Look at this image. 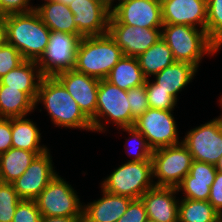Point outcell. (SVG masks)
Segmentation results:
<instances>
[{
    "label": "cell",
    "instance_id": "obj_1",
    "mask_svg": "<svg viewBox=\"0 0 222 222\" xmlns=\"http://www.w3.org/2000/svg\"><path fill=\"white\" fill-rule=\"evenodd\" d=\"M7 43L13 45L24 60L37 62L47 48L51 30L34 9L4 16Z\"/></svg>",
    "mask_w": 222,
    "mask_h": 222
},
{
    "label": "cell",
    "instance_id": "obj_2",
    "mask_svg": "<svg viewBox=\"0 0 222 222\" xmlns=\"http://www.w3.org/2000/svg\"><path fill=\"white\" fill-rule=\"evenodd\" d=\"M35 109L42 103L51 121L57 127L93 131L91 121L82 113L77 102L53 76H44L40 82Z\"/></svg>",
    "mask_w": 222,
    "mask_h": 222
},
{
    "label": "cell",
    "instance_id": "obj_3",
    "mask_svg": "<svg viewBox=\"0 0 222 222\" xmlns=\"http://www.w3.org/2000/svg\"><path fill=\"white\" fill-rule=\"evenodd\" d=\"M161 37L171 49L176 62L189 63L197 69L204 54L213 55L220 50L205 30L193 26L163 25Z\"/></svg>",
    "mask_w": 222,
    "mask_h": 222
},
{
    "label": "cell",
    "instance_id": "obj_4",
    "mask_svg": "<svg viewBox=\"0 0 222 222\" xmlns=\"http://www.w3.org/2000/svg\"><path fill=\"white\" fill-rule=\"evenodd\" d=\"M122 57L121 48L108 33L82 37L77 48L74 70L99 80L106 79Z\"/></svg>",
    "mask_w": 222,
    "mask_h": 222
},
{
    "label": "cell",
    "instance_id": "obj_5",
    "mask_svg": "<svg viewBox=\"0 0 222 222\" xmlns=\"http://www.w3.org/2000/svg\"><path fill=\"white\" fill-rule=\"evenodd\" d=\"M152 161H128L116 168L101 183V188L109 193L139 199L153 183Z\"/></svg>",
    "mask_w": 222,
    "mask_h": 222
},
{
    "label": "cell",
    "instance_id": "obj_6",
    "mask_svg": "<svg viewBox=\"0 0 222 222\" xmlns=\"http://www.w3.org/2000/svg\"><path fill=\"white\" fill-rule=\"evenodd\" d=\"M101 119L110 123L112 121L118 128L134 126L136 121L131 115L127 91L118 88L106 79H101L99 82L96 114L90 120L94 132L106 131Z\"/></svg>",
    "mask_w": 222,
    "mask_h": 222
},
{
    "label": "cell",
    "instance_id": "obj_7",
    "mask_svg": "<svg viewBox=\"0 0 222 222\" xmlns=\"http://www.w3.org/2000/svg\"><path fill=\"white\" fill-rule=\"evenodd\" d=\"M41 216L75 217L83 222V208L76 191L58 174L35 199Z\"/></svg>",
    "mask_w": 222,
    "mask_h": 222
},
{
    "label": "cell",
    "instance_id": "obj_8",
    "mask_svg": "<svg viewBox=\"0 0 222 222\" xmlns=\"http://www.w3.org/2000/svg\"><path fill=\"white\" fill-rule=\"evenodd\" d=\"M153 177L156 187H177L189 173L192 155L181 142L177 145L161 147L153 150Z\"/></svg>",
    "mask_w": 222,
    "mask_h": 222
},
{
    "label": "cell",
    "instance_id": "obj_9",
    "mask_svg": "<svg viewBox=\"0 0 222 222\" xmlns=\"http://www.w3.org/2000/svg\"><path fill=\"white\" fill-rule=\"evenodd\" d=\"M83 35L67 34L51 31L46 50L37 61L43 76L73 70L76 62V53Z\"/></svg>",
    "mask_w": 222,
    "mask_h": 222
},
{
    "label": "cell",
    "instance_id": "obj_10",
    "mask_svg": "<svg viewBox=\"0 0 222 222\" xmlns=\"http://www.w3.org/2000/svg\"><path fill=\"white\" fill-rule=\"evenodd\" d=\"M182 143L193 160L216 165L222 156V115L188 131Z\"/></svg>",
    "mask_w": 222,
    "mask_h": 222
},
{
    "label": "cell",
    "instance_id": "obj_11",
    "mask_svg": "<svg viewBox=\"0 0 222 222\" xmlns=\"http://www.w3.org/2000/svg\"><path fill=\"white\" fill-rule=\"evenodd\" d=\"M134 127L146 138L149 146L155 150L161 147L177 145L178 129L172 111L149 107L136 121Z\"/></svg>",
    "mask_w": 222,
    "mask_h": 222
},
{
    "label": "cell",
    "instance_id": "obj_12",
    "mask_svg": "<svg viewBox=\"0 0 222 222\" xmlns=\"http://www.w3.org/2000/svg\"><path fill=\"white\" fill-rule=\"evenodd\" d=\"M111 9L109 23H122L141 28H162L160 0H118Z\"/></svg>",
    "mask_w": 222,
    "mask_h": 222
},
{
    "label": "cell",
    "instance_id": "obj_13",
    "mask_svg": "<svg viewBox=\"0 0 222 222\" xmlns=\"http://www.w3.org/2000/svg\"><path fill=\"white\" fill-rule=\"evenodd\" d=\"M51 159L49 149L37 155L27 170L12 183L21 199L35 200L58 174L54 170Z\"/></svg>",
    "mask_w": 222,
    "mask_h": 222
},
{
    "label": "cell",
    "instance_id": "obj_14",
    "mask_svg": "<svg viewBox=\"0 0 222 222\" xmlns=\"http://www.w3.org/2000/svg\"><path fill=\"white\" fill-rule=\"evenodd\" d=\"M108 34L121 48L123 56L137 58L161 38V28L109 23Z\"/></svg>",
    "mask_w": 222,
    "mask_h": 222
},
{
    "label": "cell",
    "instance_id": "obj_15",
    "mask_svg": "<svg viewBox=\"0 0 222 222\" xmlns=\"http://www.w3.org/2000/svg\"><path fill=\"white\" fill-rule=\"evenodd\" d=\"M77 102L82 113L91 120L96 114L97 93L100 80L73 70L54 76Z\"/></svg>",
    "mask_w": 222,
    "mask_h": 222
},
{
    "label": "cell",
    "instance_id": "obj_16",
    "mask_svg": "<svg viewBox=\"0 0 222 222\" xmlns=\"http://www.w3.org/2000/svg\"><path fill=\"white\" fill-rule=\"evenodd\" d=\"M68 7L74 15L77 30L84 37L108 33L111 9L99 0H74Z\"/></svg>",
    "mask_w": 222,
    "mask_h": 222
},
{
    "label": "cell",
    "instance_id": "obj_17",
    "mask_svg": "<svg viewBox=\"0 0 222 222\" xmlns=\"http://www.w3.org/2000/svg\"><path fill=\"white\" fill-rule=\"evenodd\" d=\"M163 25H188L206 31L207 0H160Z\"/></svg>",
    "mask_w": 222,
    "mask_h": 222
},
{
    "label": "cell",
    "instance_id": "obj_18",
    "mask_svg": "<svg viewBox=\"0 0 222 222\" xmlns=\"http://www.w3.org/2000/svg\"><path fill=\"white\" fill-rule=\"evenodd\" d=\"M175 187H153L141 197L148 219L155 222H178L179 199Z\"/></svg>",
    "mask_w": 222,
    "mask_h": 222
},
{
    "label": "cell",
    "instance_id": "obj_19",
    "mask_svg": "<svg viewBox=\"0 0 222 222\" xmlns=\"http://www.w3.org/2000/svg\"><path fill=\"white\" fill-rule=\"evenodd\" d=\"M217 170L215 165L193 160L189 173L176 187L184 196L191 200L208 201L210 187L214 182Z\"/></svg>",
    "mask_w": 222,
    "mask_h": 222
},
{
    "label": "cell",
    "instance_id": "obj_20",
    "mask_svg": "<svg viewBox=\"0 0 222 222\" xmlns=\"http://www.w3.org/2000/svg\"><path fill=\"white\" fill-rule=\"evenodd\" d=\"M102 190V198L84 205L83 222H117L126 212L131 198Z\"/></svg>",
    "mask_w": 222,
    "mask_h": 222
},
{
    "label": "cell",
    "instance_id": "obj_21",
    "mask_svg": "<svg viewBox=\"0 0 222 222\" xmlns=\"http://www.w3.org/2000/svg\"><path fill=\"white\" fill-rule=\"evenodd\" d=\"M43 77L37 62L24 60L18 67L4 75L0 83L8 88L25 92L35 102Z\"/></svg>",
    "mask_w": 222,
    "mask_h": 222
},
{
    "label": "cell",
    "instance_id": "obj_22",
    "mask_svg": "<svg viewBox=\"0 0 222 222\" xmlns=\"http://www.w3.org/2000/svg\"><path fill=\"white\" fill-rule=\"evenodd\" d=\"M42 22L51 30L67 34L82 35L75 25L74 15L65 5L58 1H48L40 6H34Z\"/></svg>",
    "mask_w": 222,
    "mask_h": 222
},
{
    "label": "cell",
    "instance_id": "obj_23",
    "mask_svg": "<svg viewBox=\"0 0 222 222\" xmlns=\"http://www.w3.org/2000/svg\"><path fill=\"white\" fill-rule=\"evenodd\" d=\"M196 72L197 68L194 65L175 61L172 65L155 74L156 80L153 82L158 88L167 91V94L178 100V93L194 79Z\"/></svg>",
    "mask_w": 222,
    "mask_h": 222
},
{
    "label": "cell",
    "instance_id": "obj_24",
    "mask_svg": "<svg viewBox=\"0 0 222 222\" xmlns=\"http://www.w3.org/2000/svg\"><path fill=\"white\" fill-rule=\"evenodd\" d=\"M146 79L138 59L131 56H123L106 78L111 84L126 91L144 85Z\"/></svg>",
    "mask_w": 222,
    "mask_h": 222
},
{
    "label": "cell",
    "instance_id": "obj_25",
    "mask_svg": "<svg viewBox=\"0 0 222 222\" xmlns=\"http://www.w3.org/2000/svg\"><path fill=\"white\" fill-rule=\"evenodd\" d=\"M12 147L30 152H45L48 148L40 145L41 133L36 123L23 117L11 118Z\"/></svg>",
    "mask_w": 222,
    "mask_h": 222
},
{
    "label": "cell",
    "instance_id": "obj_26",
    "mask_svg": "<svg viewBox=\"0 0 222 222\" xmlns=\"http://www.w3.org/2000/svg\"><path fill=\"white\" fill-rule=\"evenodd\" d=\"M44 152H30L10 148L0 154V182L12 184L30 166L35 157Z\"/></svg>",
    "mask_w": 222,
    "mask_h": 222
},
{
    "label": "cell",
    "instance_id": "obj_27",
    "mask_svg": "<svg viewBox=\"0 0 222 222\" xmlns=\"http://www.w3.org/2000/svg\"><path fill=\"white\" fill-rule=\"evenodd\" d=\"M34 109V101L25 92L0 83V118L26 117Z\"/></svg>",
    "mask_w": 222,
    "mask_h": 222
},
{
    "label": "cell",
    "instance_id": "obj_28",
    "mask_svg": "<svg viewBox=\"0 0 222 222\" xmlns=\"http://www.w3.org/2000/svg\"><path fill=\"white\" fill-rule=\"evenodd\" d=\"M143 75L148 79L150 76L161 72L172 65L175 60L171 49L162 37L149 49L137 57Z\"/></svg>",
    "mask_w": 222,
    "mask_h": 222
},
{
    "label": "cell",
    "instance_id": "obj_29",
    "mask_svg": "<svg viewBox=\"0 0 222 222\" xmlns=\"http://www.w3.org/2000/svg\"><path fill=\"white\" fill-rule=\"evenodd\" d=\"M221 219L208 201L188 198L179 201L178 222H219Z\"/></svg>",
    "mask_w": 222,
    "mask_h": 222
},
{
    "label": "cell",
    "instance_id": "obj_30",
    "mask_svg": "<svg viewBox=\"0 0 222 222\" xmlns=\"http://www.w3.org/2000/svg\"><path fill=\"white\" fill-rule=\"evenodd\" d=\"M206 32L219 47L222 46V0H207Z\"/></svg>",
    "mask_w": 222,
    "mask_h": 222
},
{
    "label": "cell",
    "instance_id": "obj_31",
    "mask_svg": "<svg viewBox=\"0 0 222 222\" xmlns=\"http://www.w3.org/2000/svg\"><path fill=\"white\" fill-rule=\"evenodd\" d=\"M22 199L14 189L13 184L0 182V222H12Z\"/></svg>",
    "mask_w": 222,
    "mask_h": 222
},
{
    "label": "cell",
    "instance_id": "obj_32",
    "mask_svg": "<svg viewBox=\"0 0 222 222\" xmlns=\"http://www.w3.org/2000/svg\"><path fill=\"white\" fill-rule=\"evenodd\" d=\"M145 89L148 96L149 107L169 111L175 109L174 107L177 104V100L170 94H167V91L158 88L154 82L150 81V78L146 79Z\"/></svg>",
    "mask_w": 222,
    "mask_h": 222
},
{
    "label": "cell",
    "instance_id": "obj_33",
    "mask_svg": "<svg viewBox=\"0 0 222 222\" xmlns=\"http://www.w3.org/2000/svg\"><path fill=\"white\" fill-rule=\"evenodd\" d=\"M121 130L128 132V134L130 135L128 140H132V141L135 140L136 142L137 148L135 149L134 147L136 151L134 153L131 151L134 155L132 156L133 158L128 161H134V162L152 161L151 157H152L153 149L149 146L146 138L134 126L123 127L121 128ZM127 147L128 146H126L125 150L127 149L126 152L129 153V155L131 156L132 153L130 152V149L132 147L131 146H129L128 148Z\"/></svg>",
    "mask_w": 222,
    "mask_h": 222
},
{
    "label": "cell",
    "instance_id": "obj_34",
    "mask_svg": "<svg viewBox=\"0 0 222 222\" xmlns=\"http://www.w3.org/2000/svg\"><path fill=\"white\" fill-rule=\"evenodd\" d=\"M23 61L24 58L21 53L13 45L6 42L0 47V79Z\"/></svg>",
    "mask_w": 222,
    "mask_h": 222
},
{
    "label": "cell",
    "instance_id": "obj_35",
    "mask_svg": "<svg viewBox=\"0 0 222 222\" xmlns=\"http://www.w3.org/2000/svg\"><path fill=\"white\" fill-rule=\"evenodd\" d=\"M127 98L131 109V115L137 120L149 108L145 84L128 90Z\"/></svg>",
    "mask_w": 222,
    "mask_h": 222
},
{
    "label": "cell",
    "instance_id": "obj_36",
    "mask_svg": "<svg viewBox=\"0 0 222 222\" xmlns=\"http://www.w3.org/2000/svg\"><path fill=\"white\" fill-rule=\"evenodd\" d=\"M41 213L35 200L22 199L16 208L12 222H40Z\"/></svg>",
    "mask_w": 222,
    "mask_h": 222
},
{
    "label": "cell",
    "instance_id": "obj_37",
    "mask_svg": "<svg viewBox=\"0 0 222 222\" xmlns=\"http://www.w3.org/2000/svg\"><path fill=\"white\" fill-rule=\"evenodd\" d=\"M148 219L145 205L141 198L132 199L126 212L117 222H145Z\"/></svg>",
    "mask_w": 222,
    "mask_h": 222
},
{
    "label": "cell",
    "instance_id": "obj_38",
    "mask_svg": "<svg viewBox=\"0 0 222 222\" xmlns=\"http://www.w3.org/2000/svg\"><path fill=\"white\" fill-rule=\"evenodd\" d=\"M31 0H0V16L14 13H26L34 10Z\"/></svg>",
    "mask_w": 222,
    "mask_h": 222
},
{
    "label": "cell",
    "instance_id": "obj_39",
    "mask_svg": "<svg viewBox=\"0 0 222 222\" xmlns=\"http://www.w3.org/2000/svg\"><path fill=\"white\" fill-rule=\"evenodd\" d=\"M208 202L222 216V173L217 171L213 184L210 187Z\"/></svg>",
    "mask_w": 222,
    "mask_h": 222
},
{
    "label": "cell",
    "instance_id": "obj_40",
    "mask_svg": "<svg viewBox=\"0 0 222 222\" xmlns=\"http://www.w3.org/2000/svg\"><path fill=\"white\" fill-rule=\"evenodd\" d=\"M12 148L11 118H0V154Z\"/></svg>",
    "mask_w": 222,
    "mask_h": 222
},
{
    "label": "cell",
    "instance_id": "obj_41",
    "mask_svg": "<svg viewBox=\"0 0 222 222\" xmlns=\"http://www.w3.org/2000/svg\"><path fill=\"white\" fill-rule=\"evenodd\" d=\"M40 222H80V221L75 217L41 216Z\"/></svg>",
    "mask_w": 222,
    "mask_h": 222
},
{
    "label": "cell",
    "instance_id": "obj_42",
    "mask_svg": "<svg viewBox=\"0 0 222 222\" xmlns=\"http://www.w3.org/2000/svg\"><path fill=\"white\" fill-rule=\"evenodd\" d=\"M6 42V24L4 21V16H0V47L3 46Z\"/></svg>",
    "mask_w": 222,
    "mask_h": 222
},
{
    "label": "cell",
    "instance_id": "obj_43",
    "mask_svg": "<svg viewBox=\"0 0 222 222\" xmlns=\"http://www.w3.org/2000/svg\"><path fill=\"white\" fill-rule=\"evenodd\" d=\"M103 4H105L108 8L112 9L114 0H99Z\"/></svg>",
    "mask_w": 222,
    "mask_h": 222
},
{
    "label": "cell",
    "instance_id": "obj_44",
    "mask_svg": "<svg viewBox=\"0 0 222 222\" xmlns=\"http://www.w3.org/2000/svg\"><path fill=\"white\" fill-rule=\"evenodd\" d=\"M217 171L222 173V156L219 158L218 162L215 165Z\"/></svg>",
    "mask_w": 222,
    "mask_h": 222
},
{
    "label": "cell",
    "instance_id": "obj_45",
    "mask_svg": "<svg viewBox=\"0 0 222 222\" xmlns=\"http://www.w3.org/2000/svg\"><path fill=\"white\" fill-rule=\"evenodd\" d=\"M55 1L61 2V3L65 4V5H69V4H71V2H73L74 0H55Z\"/></svg>",
    "mask_w": 222,
    "mask_h": 222
},
{
    "label": "cell",
    "instance_id": "obj_46",
    "mask_svg": "<svg viewBox=\"0 0 222 222\" xmlns=\"http://www.w3.org/2000/svg\"><path fill=\"white\" fill-rule=\"evenodd\" d=\"M219 102H220V104H221L220 106H222V96L220 97V101H219ZM221 108H222V107H221Z\"/></svg>",
    "mask_w": 222,
    "mask_h": 222
},
{
    "label": "cell",
    "instance_id": "obj_47",
    "mask_svg": "<svg viewBox=\"0 0 222 222\" xmlns=\"http://www.w3.org/2000/svg\"><path fill=\"white\" fill-rule=\"evenodd\" d=\"M145 222H155V221L147 219Z\"/></svg>",
    "mask_w": 222,
    "mask_h": 222
}]
</instances>
